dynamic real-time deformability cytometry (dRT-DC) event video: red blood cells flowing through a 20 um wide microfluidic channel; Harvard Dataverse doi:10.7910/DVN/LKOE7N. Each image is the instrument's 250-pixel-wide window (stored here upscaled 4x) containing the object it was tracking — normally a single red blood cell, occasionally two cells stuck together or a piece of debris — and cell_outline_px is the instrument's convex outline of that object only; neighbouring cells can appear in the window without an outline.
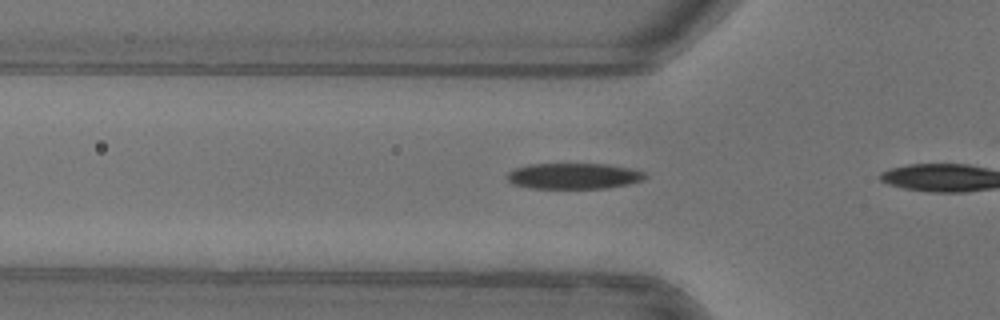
{"species": "common noctule bat (a hibernating species)", "species_latin": "Nyctalus noctula", "temperature_condition": "warm", "stored_images_in_passage": 8, "camera_frame_rate_fps": 3000, "um_per_image_px": 0.085, "animal": {"sex": "female"}, "frame": {"image": 1, "passage_image": 3, "time_ms": 0.667, "image_size_px": [1000, 320], "cell_outline_px": [[648, 176], [644, 180], [628, 184], [608, 188], [532, 188], [512, 184], [504, 176], [508, 172], [516, 168], [532, 164], [608, 164], [632, 168], [644, 172]], "centroid_in_image_um": [48.79, 14.96], "position_along_channel_um": 77.0, "area_um2": 20.92}}